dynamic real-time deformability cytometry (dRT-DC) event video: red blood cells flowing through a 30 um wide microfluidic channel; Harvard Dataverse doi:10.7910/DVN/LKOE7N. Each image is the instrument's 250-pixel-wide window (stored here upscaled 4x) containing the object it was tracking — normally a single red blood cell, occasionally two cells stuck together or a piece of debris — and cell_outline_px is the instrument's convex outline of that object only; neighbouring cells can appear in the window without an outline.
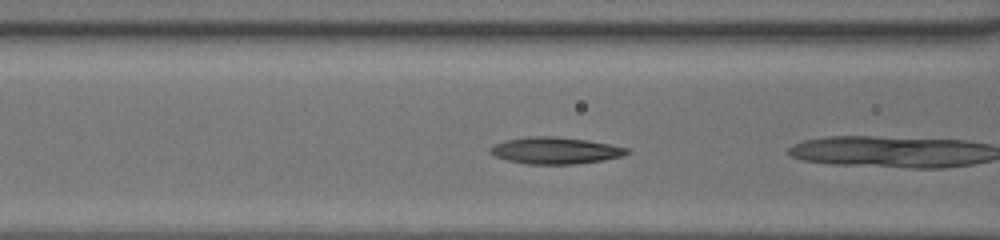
{"species": "common noctule bat (a hibernating species)", "species_latin": "Nyctalus noctula", "temperature_condition": "room temperature", "stored_images_in_passage": 9, "camera_frame_rate_fps": 3000, "um_per_image_px": 0.085, "animal": {"sex": "female", "body_mass_g": 20.0, "forearm_length_mm": 54.0}, "frame": {"image": 1, "passage_image": 8, "time_ms": 2.333, "image_size_px": [1000, 240], "cell_outline_px": [[628, 152], [624, 156], [604, 160], [576, 164], [524, 164], [508, 160], [496, 156], [488, 152], [488, 148], [504, 140], [528, 136], [556, 136], [588, 140], [628, 148]], "centroid_in_image_um": [47.18, 12.79], "position_along_channel_um": 119.4, "area_um2": 21.39}}